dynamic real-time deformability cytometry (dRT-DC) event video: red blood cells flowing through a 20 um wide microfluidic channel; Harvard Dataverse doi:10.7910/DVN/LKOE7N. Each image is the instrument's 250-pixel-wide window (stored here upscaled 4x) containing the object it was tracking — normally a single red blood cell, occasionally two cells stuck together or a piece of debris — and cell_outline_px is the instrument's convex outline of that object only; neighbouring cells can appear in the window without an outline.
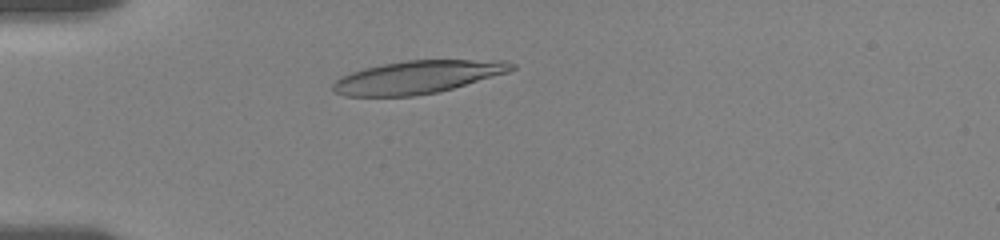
{"species": "human", "species_latin": "Homo sapiens", "temperature_condition": "room temperature", "stored_images_in_passage": 37, "camera_frame_rate_fps": 3000, "um_per_image_px": 0.085, "donor": {"sex": "female"}, "frame": {"image": 1, "passage_image": 7, "time_ms": 3.333, "image_size_px": [1000, 240], "cell_outline_px": [[516, 68], [508, 72], [452, 88], [436, 92], [412, 96], [344, 96], [332, 92], [332, 84], [336, 80], [352, 72], [364, 68], [384, 64], [408, 60], [500, 60], [516, 64]], "centroid_in_image_um": [35.47, 6.55], "position_along_channel_um": 49.5, "area_um2": 33.87}}
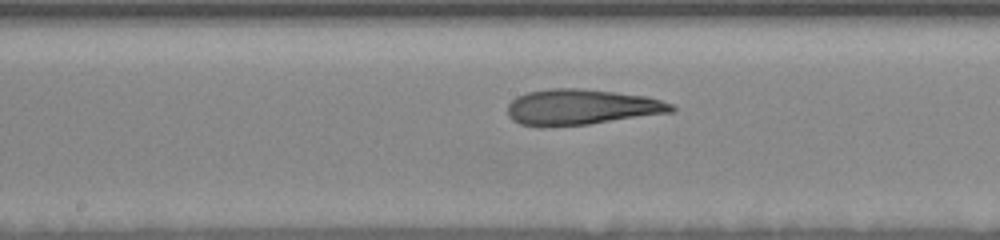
{"frame": {"image": 2, "passage_image": 17, "time_ms": 8.0, "image_size_px": [1000, 240], "cell_outline_px": [[676, 108], [672, 112], [588, 124], [540, 128], [520, 124], [512, 120], [508, 116], [508, 104], [516, 96], [528, 92], [552, 88], [580, 88], [616, 92], [648, 96], [672, 104]], "centroid_in_image_um": [49.38, 9.11], "position_along_channel_um": 198.8, "area_um2": 34.28}}
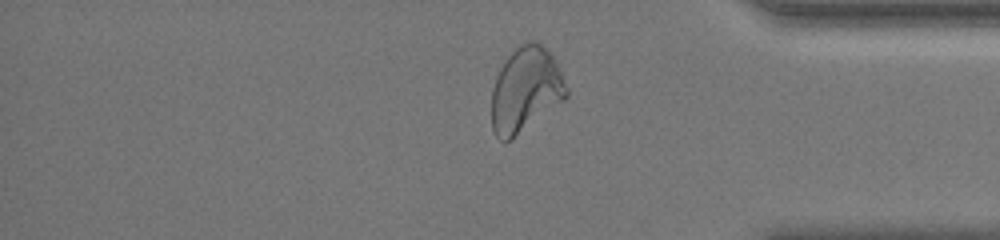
{"frame": {"image": 3, "passage_image": 29, "time_ms": 13.667, "image_size_px": [1000, 240], "cell_outline_px": [[568, 96], [564, 100], [512, 140], [500, 140], [496, 136], [492, 128], [492, 88], [496, 76], [500, 68], [516, 44], [528, 40], [536, 40], [556, 60], [568, 88]], "centroid_in_image_um": [44.68, 7.61], "position_along_channel_um": 390.5, "area_um2": 37.34}, "authors_computed_cell_mechanics": {"area_um2": 34.4488, "velocity_mm_per_s": 3.6131, "shape_relaxation_time_tau1_ms": 7.7959, "shape_relaxation_time_tau2_ms": 2.4033, "deformation_change_tau1": 0.2539, "deformation_change_tau2": 0.1222}}